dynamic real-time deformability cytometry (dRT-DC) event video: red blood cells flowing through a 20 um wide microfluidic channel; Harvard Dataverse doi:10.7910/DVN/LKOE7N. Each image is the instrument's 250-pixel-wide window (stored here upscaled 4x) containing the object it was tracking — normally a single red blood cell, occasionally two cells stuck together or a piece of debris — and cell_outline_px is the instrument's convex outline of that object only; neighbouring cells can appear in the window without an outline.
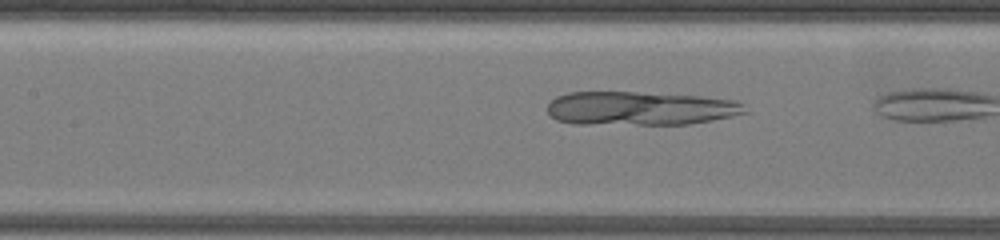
{"species": "common noctule bat (a hibernating species)", "species_latin": "Nyctalus noctula", "temperature_condition": "warm", "stored_images_in_passage": 9, "camera_frame_rate_fps": 3000, "um_per_image_px": 0.085, "animal": {"sex": "female", "body_mass_g": 19.5, "forearm_length_mm": 54.1}, "frame": {"image": 1, "passage_image": 7, "time_ms": 2.333, "image_size_px": [1000, 240], "cell_outline_px": [[748, 112], [732, 116], [712, 120], [688, 124], [572, 124], [556, 120], [548, 112], [548, 104], [556, 96], [568, 92], [636, 92], [700, 96], [736, 100], [744, 104]], "centroid_in_image_um": [54.41, 9.21], "position_along_channel_um": 153.0, "area_um2": 39.02}}